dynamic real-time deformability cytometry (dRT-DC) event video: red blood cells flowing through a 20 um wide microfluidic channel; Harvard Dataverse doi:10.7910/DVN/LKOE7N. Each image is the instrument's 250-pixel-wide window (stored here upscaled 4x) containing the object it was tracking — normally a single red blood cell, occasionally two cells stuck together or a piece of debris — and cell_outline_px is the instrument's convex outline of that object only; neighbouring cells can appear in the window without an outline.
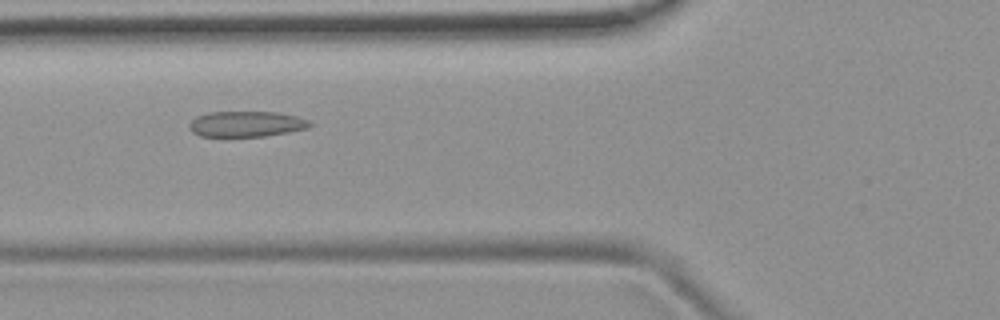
{"species": "common noctule bat (a hibernating species)", "species_latin": "Nyctalus noctula", "temperature_condition": "room temperature", "stored_images_in_passage": 30, "camera_frame_rate_fps": 3000, "um_per_image_px": 0.085, "animal": {"sex": "female", "body_mass_g": 19.9}, "frame": {"image": 1, "passage_image": 5, "time_ms": 1.333, "image_size_px": [1000, 320], "cell_outline_px": [[312, 124], [304, 128], [288, 132], [264, 136], [200, 136], [192, 132], [188, 128], [188, 124], [196, 116], [208, 112], [276, 112], [296, 116], [308, 120]], "centroid_in_image_um": [20.87, 10.53], "position_along_channel_um": 104.9, "area_um2": 17.86}}
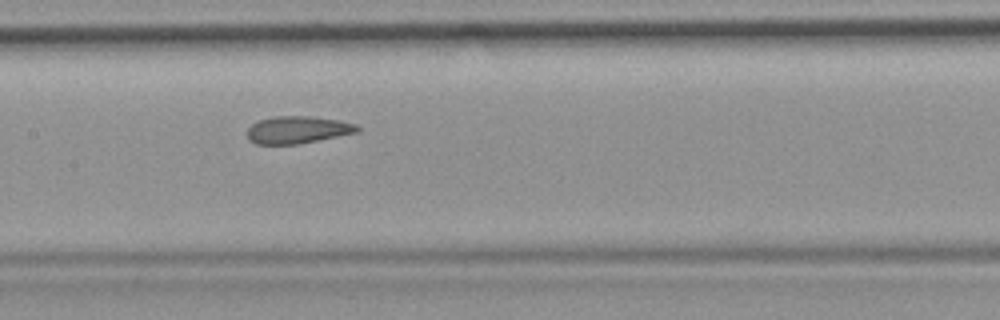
{"frame": {"image": 2, "passage_image": 11, "time_ms": 3.333, "image_size_px": [1000, 320], "cell_outline_px": [[360, 132], [296, 144], [256, 144], [248, 140], [248, 128], [252, 124], [260, 120], [272, 116], [308, 116], [340, 120], [356, 124], [360, 128]], "centroid_in_image_um": [25.31, 11.03], "position_along_channel_um": 182.1, "area_um2": 17.51}}
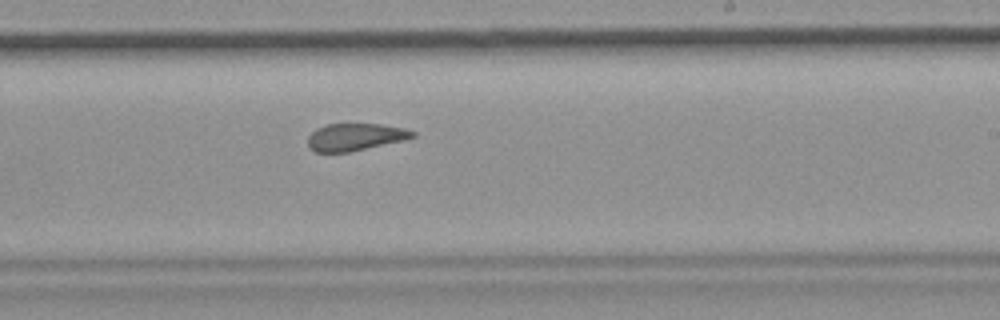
{"frame": {"image": 3, "passage_image": 17, "time_ms": 5.333, "image_size_px": [1000, 320], "cell_outline_px": [[416, 136], [404, 140], [348, 152], [316, 152], [308, 144], [308, 136], [316, 128], [324, 124], [380, 124], [404, 128], [416, 132]], "centroid_in_image_um": [30.19, 11.63], "position_along_channel_um": 258.8, "area_um2": 16.53}, "authors_computed_cell_mechanics": {"area_um2": 18.0625, "velocity_mm_per_s": 3.8639, "shape_relaxation_time_tau1_ms": null, "shape_relaxation_time_tau2_ms": 1.1114, "deformation_change_tau1": null, "deformation_change_tau2": 0.075}}